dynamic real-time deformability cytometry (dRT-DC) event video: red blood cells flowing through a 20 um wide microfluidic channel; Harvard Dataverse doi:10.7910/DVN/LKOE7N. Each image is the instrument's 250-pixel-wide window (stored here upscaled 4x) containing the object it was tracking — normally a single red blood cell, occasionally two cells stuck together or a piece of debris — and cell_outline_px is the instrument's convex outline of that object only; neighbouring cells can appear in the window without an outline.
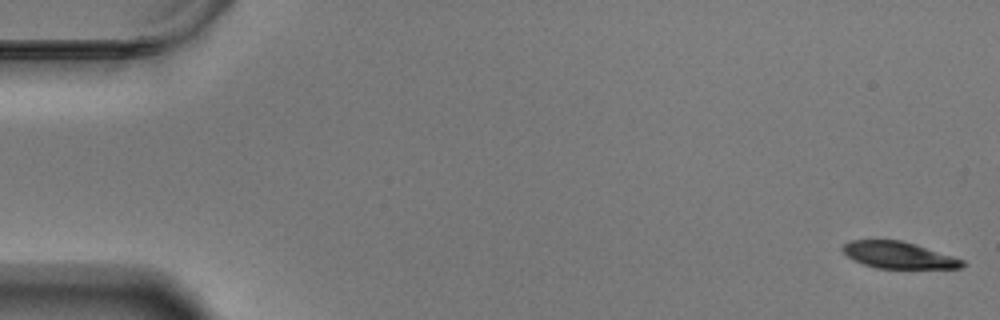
{"species": "Egyptian fruit bat (a non-hibernating species)", "species_latin": "Rousettus aegyptiacus", "temperature_condition": "warm", "stored_images_in_passage": 60, "camera_frame_rate_fps": 3000, "um_per_image_px": 0.085, "animal": {"sex": "male"}, "frame": {"image": 1, "passage_image": 1, "time_ms": 0.0, "image_size_px": [1000, 320], "cell_outline_px": [[968, 264], [960, 268], [876, 268], [864, 264], [848, 256], [840, 248], [848, 240], [900, 240], [916, 244], [964, 260]], "centroid_in_image_um": [76.39, 21.68], "position_along_channel_um": 8.6, "area_um2": 18.5}}
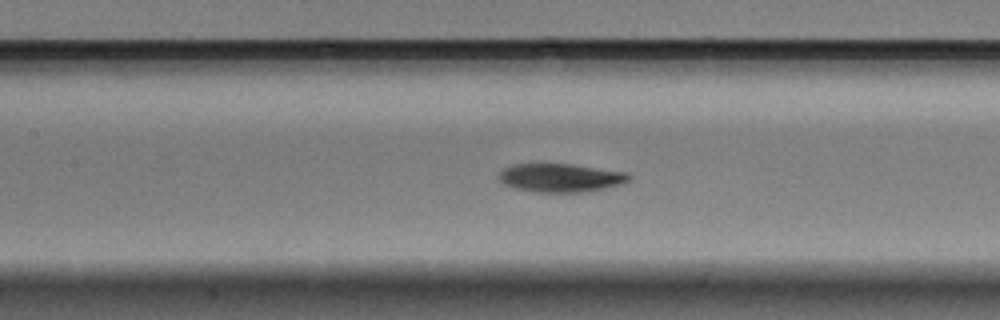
{"frame": {"image": 2, "passage_image": 27, "time_ms": 8.667, "image_size_px": [1000, 320], "cell_outline_px": [[632, 180], [620, 184], [604, 188], [584, 192], [536, 192], [512, 188], [504, 184], [496, 176], [504, 168], [512, 164], [572, 164], [628, 172], [632, 176]], "centroid_in_image_um": [47.65, 15.11], "position_along_channel_um": 159.7, "area_um2": 21.79}}
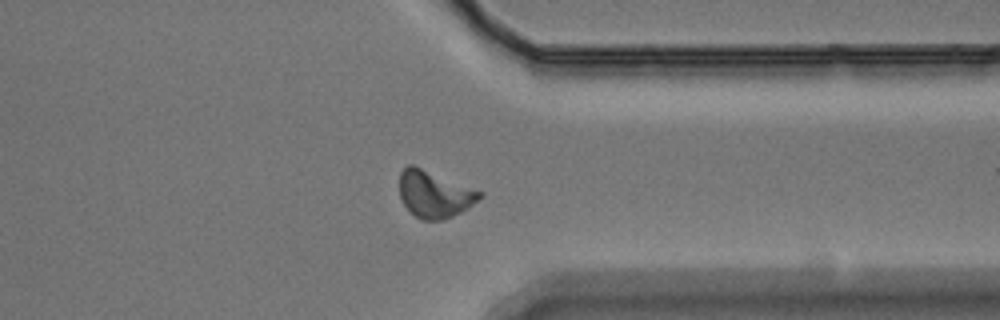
{"frame": {"image": 3, "passage_image": 46, "time_ms": 15.0, "image_size_px": [1000, 320], "cell_outline_px": [[484, 196], [468, 208], [452, 216], [440, 220], [424, 220], [416, 216], [404, 204], [400, 196], [400, 172], [408, 164], [412, 164], [484, 192]], "centroid_in_image_um": [36.95, 16.49], "position_along_channel_um": 374.5, "area_um2": 21.73}, "authors_computed_cell_mechanics": {"area_um2": 21.0392, "velocity_mm_per_s": 3.4369, "shape_relaxation_time_tau1_ms": 5.291, "shape_relaxation_time_tau2_ms": 8.9155, "deformation_change_tau1": 0.1623, "deformation_change_tau2": 0.1457}}